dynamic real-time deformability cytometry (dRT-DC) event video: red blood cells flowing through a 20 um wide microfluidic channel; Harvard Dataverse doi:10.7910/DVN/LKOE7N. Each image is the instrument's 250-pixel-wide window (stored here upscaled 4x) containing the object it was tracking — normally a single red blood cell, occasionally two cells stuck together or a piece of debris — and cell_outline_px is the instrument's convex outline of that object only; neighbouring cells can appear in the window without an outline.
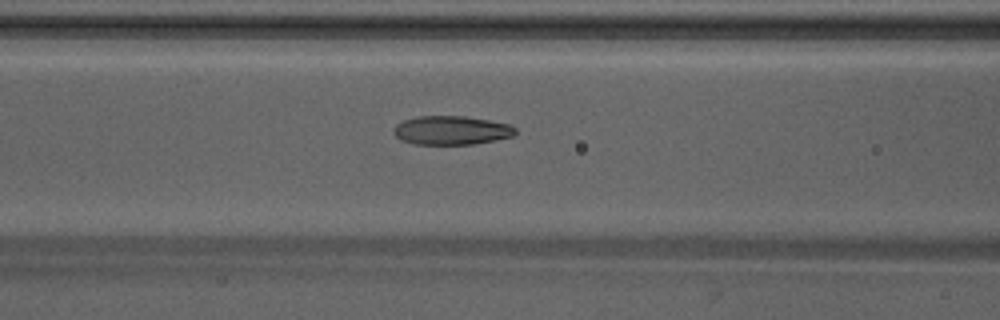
{"species": "Egyptian fruit bat (a non-hibernating species)", "species_latin": "Rousettus aegyptiacus", "temperature_condition": "warm", "stored_images_in_passage": 38, "camera_frame_rate_fps": 3000, "um_per_image_px": 0.085, "animal": {"sex": "male"}, "frame": {"image": 1, "passage_image": 10, "time_ms": 3.0, "image_size_px": [1000, 320], "cell_outline_px": [[516, 132], [512, 136], [472, 144], [412, 144], [400, 140], [392, 132], [392, 128], [396, 124], [404, 120], [416, 116], [464, 116], [488, 120], [508, 124], [516, 128]], "centroid_in_image_um": [38.3, 11.07], "position_along_channel_um": 128.3, "area_um2": 20.4}}
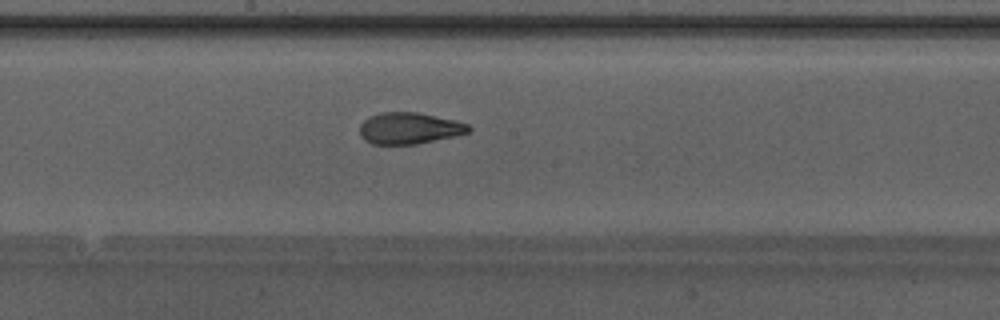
{"frame": {"image": 2, "passage_image": 16, "time_ms": 5.0, "image_size_px": [1000, 320], "cell_outline_px": [[472, 128], [468, 132], [452, 136], [416, 144], [372, 144], [364, 140], [360, 136], [360, 124], [368, 116], [380, 112], [416, 112], [456, 120], [468, 124]], "centroid_in_image_um": [34.75, 10.89], "position_along_channel_um": 213.5, "area_um2": 19.94}}
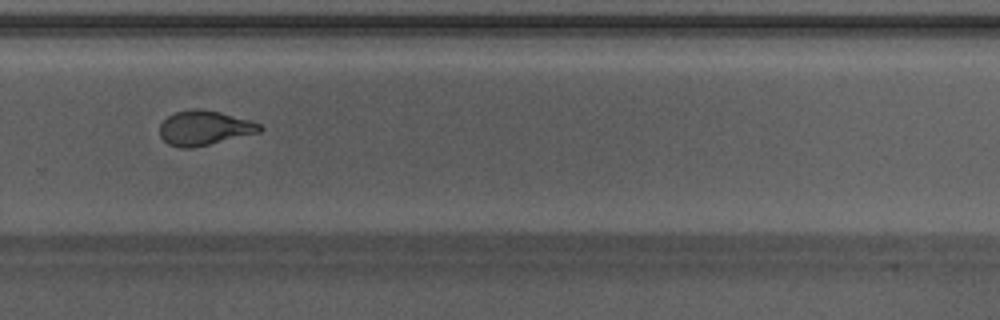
{"frame": {"image": 3, "passage_image": 23, "time_ms": 7.333, "image_size_px": [1000, 320], "cell_outline_px": [[264, 128], [260, 132], [208, 144], [188, 148], [180, 148], [168, 144], [160, 136], [160, 124], [168, 116], [176, 112], [196, 108], [200, 108], [220, 112], [252, 120], [260, 124]], "centroid_in_image_um": [17.38, 10.86], "position_along_channel_um": 312.4, "area_um2": 20.06}, "authors_computed_cell_mechanics": {"area_um2": 20.5479, "velocity_mm_per_s": 4.2588, "shape_relaxation_time_tau1_ms": 4.9917, "shape_relaxation_time_tau2_ms": 1.1627, "deformation_change_tau1": 0.2284, "deformation_change_tau2": 0.0913}}